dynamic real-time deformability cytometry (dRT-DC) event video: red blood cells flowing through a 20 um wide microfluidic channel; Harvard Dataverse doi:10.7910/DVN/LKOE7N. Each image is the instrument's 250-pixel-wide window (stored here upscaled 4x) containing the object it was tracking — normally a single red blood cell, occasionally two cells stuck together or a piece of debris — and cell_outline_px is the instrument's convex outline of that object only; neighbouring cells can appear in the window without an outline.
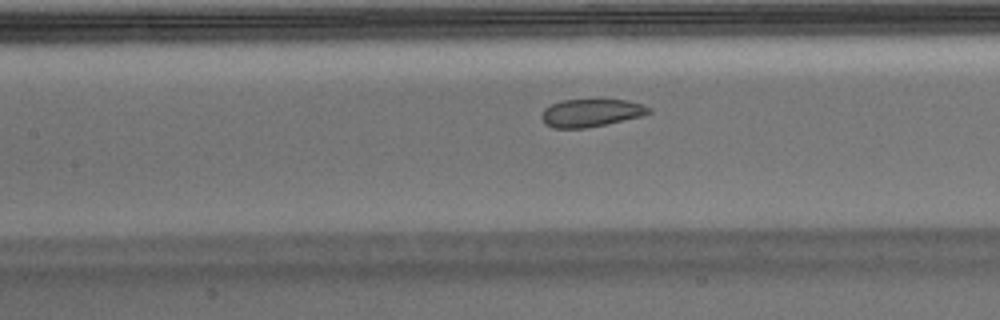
{"species": "Egyptian fruit bat (a non-hibernating species)", "species_latin": "Rousettus aegyptiacus", "temperature_condition": "warm", "stored_images_in_passage": 31, "camera_frame_rate_fps": 3000, "um_per_image_px": 0.085, "animal": {"sex": "male"}, "frame": {"image": 1, "passage_image": 10, "time_ms": 3.0, "image_size_px": [1000, 320], "cell_outline_px": [[652, 112], [640, 116], [604, 124], [584, 128], [552, 128], [544, 124], [540, 116], [544, 108], [560, 100], [628, 100], [652, 108]], "centroid_in_image_um": [50.18, 9.59], "position_along_channel_um": 157.2, "area_um2": 17.22}}
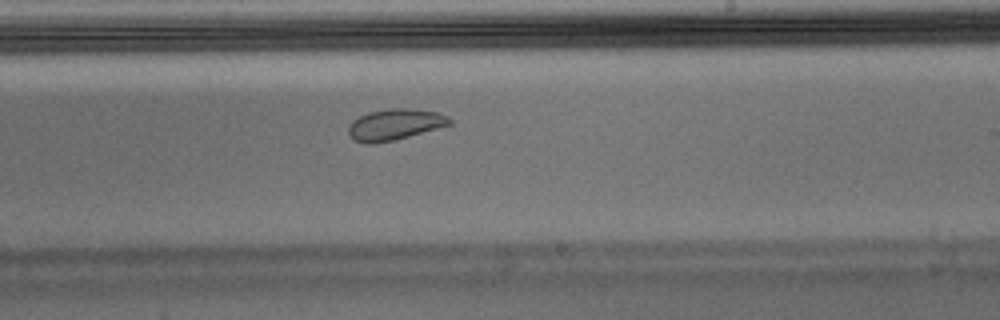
{"frame": {"image": 2, "passage_image": 18, "time_ms": 5.667, "image_size_px": [1000, 320], "cell_outline_px": [[452, 124], [408, 136], [376, 144], [364, 144], [356, 140], [348, 132], [348, 124], [352, 120], [368, 112], [388, 108], [404, 108], [436, 112], [448, 116], [452, 120]], "centroid_in_image_um": [33.53, 10.58], "position_along_channel_um": 255.5, "area_um2": 18.21}}